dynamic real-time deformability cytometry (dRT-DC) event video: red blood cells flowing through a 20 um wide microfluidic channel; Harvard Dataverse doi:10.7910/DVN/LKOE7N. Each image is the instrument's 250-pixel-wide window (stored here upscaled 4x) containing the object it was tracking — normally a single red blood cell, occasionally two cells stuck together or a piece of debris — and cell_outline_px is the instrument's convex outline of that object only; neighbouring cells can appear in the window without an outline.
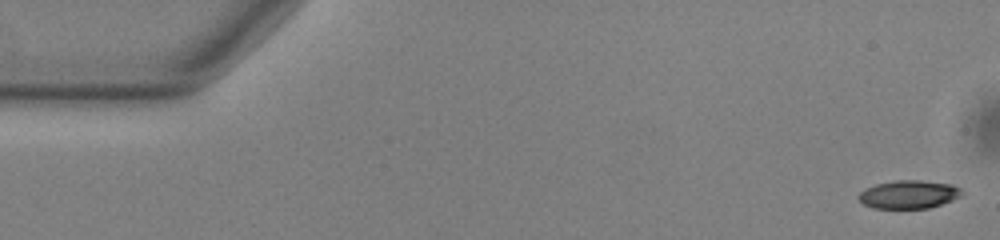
{"species": "common noctule bat (a hibernating species)", "species_latin": "Nyctalus noctula", "temperature_condition": "warm", "stored_images_in_passage": 53, "camera_frame_rate_fps": 3000, "um_per_image_px": 0.085, "animal": {"sex": "male", "body_mass_g": 13.0, "forearm_length_mm": 53.1}, "frame": {"image": 1, "passage_image": 1, "time_ms": 0.0, "image_size_px": [1000, 240], "cell_outline_px": [[964, 192], [960, 196], [952, 200], [928, 208], [872, 208], [864, 204], [856, 196], [860, 192], [876, 184], [896, 180], [920, 180], [952, 184], [960, 188]], "centroid_in_image_um": [77.25, 16.52], "position_along_channel_um": 7.7, "area_um2": 16.88}}
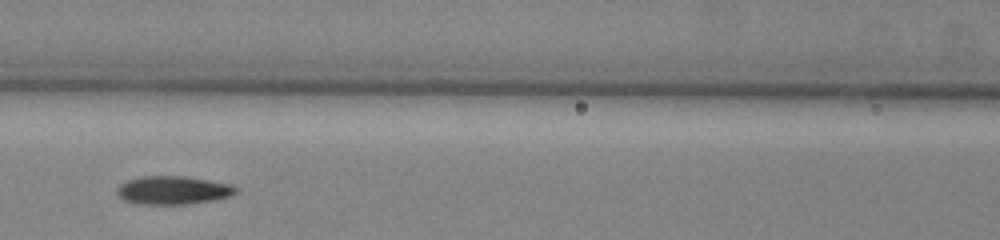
{"frame": {"image": 2, "passage_image": 23, "time_ms": 7.333, "image_size_px": [1000, 240], "cell_outline_px": [[236, 192], [232, 196], [216, 200], [188, 204], [136, 204], [124, 200], [116, 192], [116, 188], [120, 184], [128, 180], [140, 176], [184, 176], [232, 184], [236, 188]], "centroid_in_image_um": [14.71, 16.17], "position_along_channel_um": 151.9, "area_um2": 19.77}}
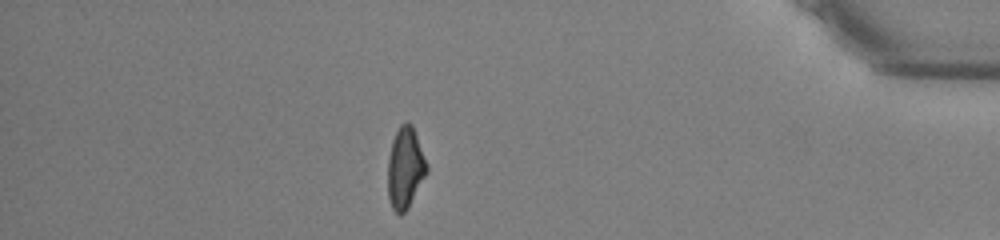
{"frame": {"image": 3, "passage_image": 46, "time_ms": 15.0, "image_size_px": [1000, 240], "cell_outline_px": [[428, 172], [408, 208], [400, 216], [392, 208], [388, 196], [388, 160], [392, 140], [400, 124], [404, 120], [412, 124], [428, 164]], "centroid_in_image_um": [34.45, 14.26], "position_along_channel_um": 400.7, "area_um2": 18.61}, "authors_computed_cell_mechanics": {"area_um2": 18.5538, "velocity_mm_per_s": 3.8411, "shape_relaxation_time_tau1_ms": 5.5004, "shape_relaxation_time_tau2_ms": 5.0019, "deformation_change_tau1": 0.1653, "deformation_change_tau2": 0.1469}}